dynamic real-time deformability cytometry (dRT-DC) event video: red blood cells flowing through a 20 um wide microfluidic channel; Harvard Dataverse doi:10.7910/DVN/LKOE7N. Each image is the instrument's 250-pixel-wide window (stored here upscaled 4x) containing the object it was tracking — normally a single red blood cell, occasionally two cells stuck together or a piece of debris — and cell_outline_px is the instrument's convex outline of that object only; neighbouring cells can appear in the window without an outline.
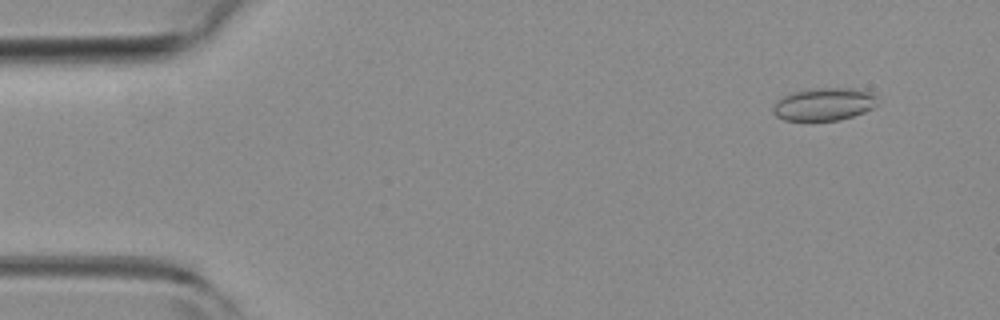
{"species": "common noctule bat (a hibernating species)", "species_latin": "Nyctalus noctula", "temperature_condition": "room temperature", "stored_images_in_passage": 5, "camera_frame_rate_fps": 3000, "um_per_image_px": 0.085, "animal": {"sex": "female", "body_mass_g": 19.3, "forearm_length_mm": 54.1}, "frame": {"image": 1, "passage_image": 2, "time_ms": 0.333, "image_size_px": [1000, 320], "cell_outline_px": [[880, 96], [876, 104], [872, 108], [864, 112], [852, 116], [836, 120], [784, 120], [776, 116], [772, 112], [772, 108], [776, 100], [792, 92], [808, 88], [856, 88], [872, 92]], "centroid_in_image_um": [70.05, 8.83], "position_along_channel_um": 14.9, "area_um2": 20.17}}